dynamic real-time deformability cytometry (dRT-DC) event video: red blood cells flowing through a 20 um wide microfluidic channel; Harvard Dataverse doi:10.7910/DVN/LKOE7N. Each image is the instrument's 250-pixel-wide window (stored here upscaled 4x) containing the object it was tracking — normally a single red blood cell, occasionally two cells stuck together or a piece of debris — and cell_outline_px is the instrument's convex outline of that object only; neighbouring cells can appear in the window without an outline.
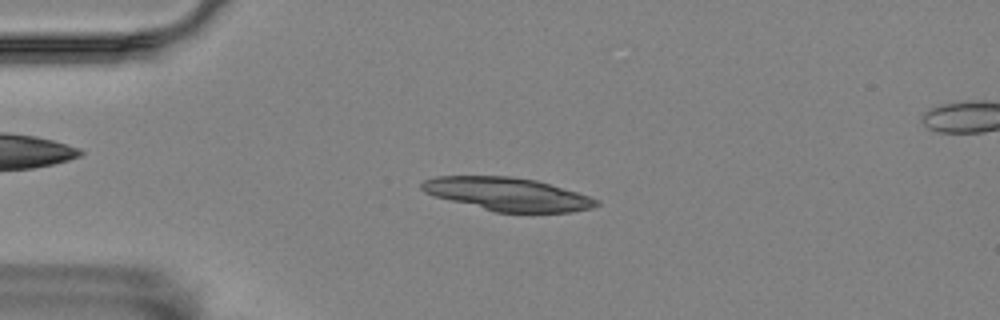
{"species": "Egyptian fruit bat (a non-hibernating species)", "species_latin": "Rousettus aegyptiacus", "temperature_condition": "room temperature", "stored_images_in_passage": 5, "camera_frame_rate_fps": 3000, "um_per_image_px": 0.085, "animal": {"sex": "female"}, "frame": {"image": 1, "passage_image": 3, "time_ms": 0.667, "image_size_px": [1000, 320], "cell_outline_px": [[600, 204], [592, 208], [572, 212], [496, 212], [436, 196], [424, 192], [420, 188], [420, 184], [424, 180], [436, 176], [508, 176], [536, 180], [576, 192], [600, 200]], "centroid_in_image_um": [43.15, 16.5], "position_along_channel_um": 41.8, "area_um2": 33.41}}